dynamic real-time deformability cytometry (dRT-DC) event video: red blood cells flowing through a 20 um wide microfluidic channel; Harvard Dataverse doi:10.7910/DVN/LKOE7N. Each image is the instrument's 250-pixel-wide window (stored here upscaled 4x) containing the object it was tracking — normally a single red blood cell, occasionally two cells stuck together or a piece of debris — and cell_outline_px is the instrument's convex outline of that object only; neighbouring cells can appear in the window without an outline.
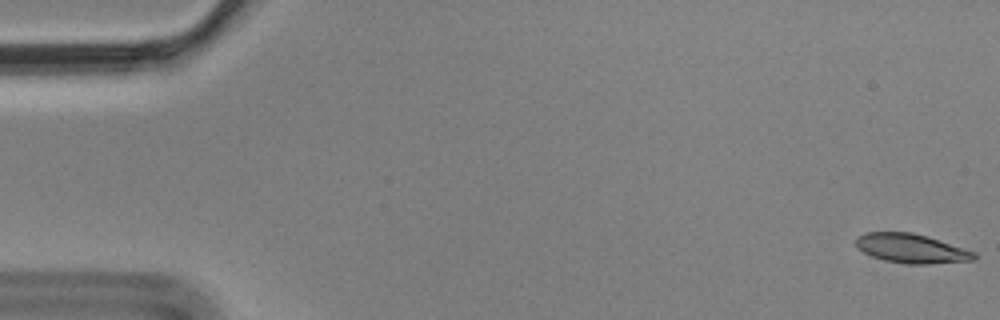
{"species": "Egyptian fruit bat (a non-hibernating species)", "species_latin": "Rousettus aegyptiacus", "temperature_condition": "cold", "stored_images_in_passage": 6, "camera_frame_rate_fps": 3000, "um_per_image_px": 0.085, "animal": {"sex": "male"}, "frame": {"image": 1, "passage_image": 1, "time_ms": 0.0, "image_size_px": [1000, 320], "cell_outline_px": [[976, 260], [928, 264], [908, 264], [884, 260], [872, 256], [864, 252], [856, 244], [856, 236], [864, 232], [912, 232], [928, 236], [976, 252]], "centroid_in_image_um": [77.48, 21.11], "position_along_channel_um": 7.5, "area_um2": 20.17}}